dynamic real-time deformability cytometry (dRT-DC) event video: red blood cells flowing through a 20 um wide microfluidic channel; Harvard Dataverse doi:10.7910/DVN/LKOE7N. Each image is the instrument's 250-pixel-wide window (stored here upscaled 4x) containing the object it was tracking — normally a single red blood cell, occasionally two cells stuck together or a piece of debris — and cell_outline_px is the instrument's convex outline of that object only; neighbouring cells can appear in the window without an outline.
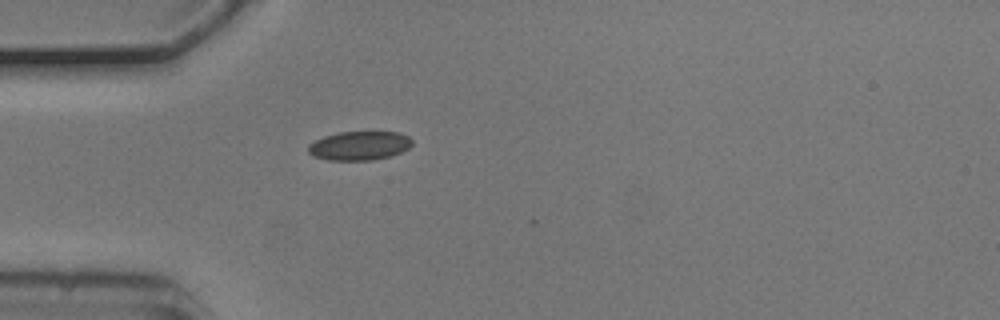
{"species": "common noctule bat (a hibernating species)", "species_latin": "Nyctalus noctula", "temperature_condition": "cold", "stored_images_in_passage": 25, "camera_frame_rate_fps": 3000, "um_per_image_px": 0.085, "animal": {"sex": "male", "body_mass_g": 20.5, "forearm_length_mm": 52.5}, "frame": {"image": 1, "passage_image": 1, "time_ms": 0.0, "image_size_px": [1000, 320], "cell_outline_px": [[412, 144], [408, 148], [392, 156], [372, 160], [328, 160], [312, 156], [308, 152], [308, 144], [324, 136], [340, 132], [400, 132], [408, 136], [412, 140]], "centroid_in_image_um": [30.54, 12.39], "position_along_channel_um": 54.5, "area_um2": 17.57}}
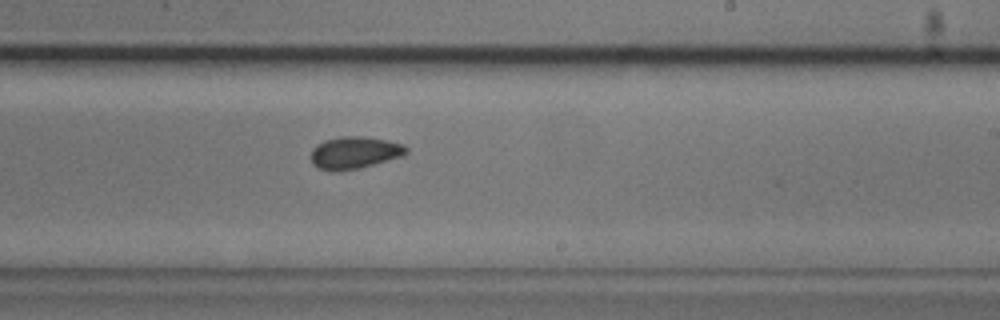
{"frame": {"image": 2, "passage_image": 18, "time_ms": 5.667, "image_size_px": [1000, 320], "cell_outline_px": [[408, 152], [400, 156], [360, 168], [336, 172], [332, 172], [316, 168], [312, 164], [312, 148], [316, 144], [324, 140], [340, 136], [360, 136], [388, 140], [404, 144], [408, 148]], "centroid_in_image_um": [30.09, 12.98], "position_along_channel_um": 258.9, "area_um2": 18.03}}
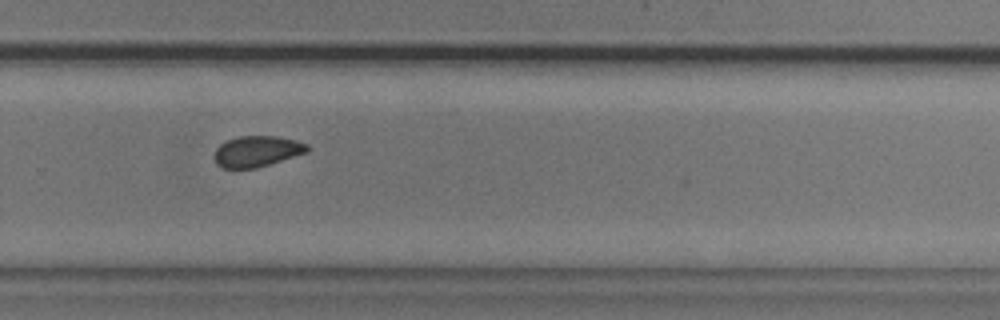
{"frame": {"image": 3, "passage_image": 22, "time_ms": 7.0, "image_size_px": [1000, 320], "cell_outline_px": [[308, 152], [256, 168], [220, 168], [216, 164], [216, 148], [220, 144], [228, 140], [240, 136], [276, 136], [296, 140], [308, 144]], "centroid_in_image_um": [21.85, 12.86], "position_along_channel_um": 307.9, "area_um2": 16.59}}